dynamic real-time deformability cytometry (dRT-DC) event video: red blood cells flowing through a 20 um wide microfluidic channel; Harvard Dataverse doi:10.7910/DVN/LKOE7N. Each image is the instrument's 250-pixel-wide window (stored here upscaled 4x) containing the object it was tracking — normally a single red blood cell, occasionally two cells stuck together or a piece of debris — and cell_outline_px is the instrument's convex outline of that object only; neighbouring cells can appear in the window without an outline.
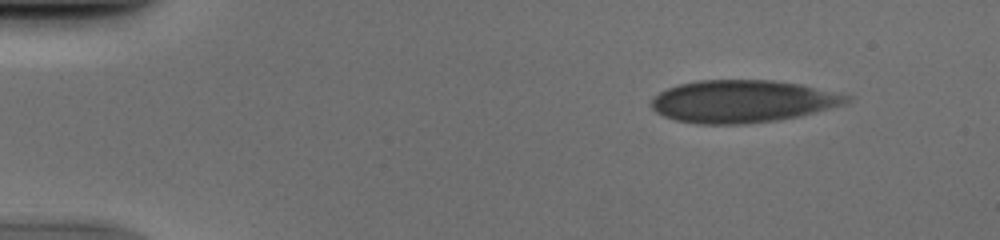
{"species": "human", "species_latin": "Homo sapiens", "temperature_condition": "cold", "stored_images_in_passage": 51, "camera_frame_rate_fps": 3000, "um_per_image_px": 0.085, "donor": {"sex": "male"}, "frame": {"image": 1, "passage_image": 6, "time_ms": 1.667, "image_size_px": [1000, 240], "cell_outline_px": [[852, 100], [848, 104], [800, 116], [776, 120], [744, 124], [696, 124], [676, 120], [664, 116], [656, 112], [648, 104], [652, 96], [676, 84], [696, 80], [772, 80], [800, 84], [840, 92], [852, 96]], "centroid_in_image_um": [63.13, 8.61], "position_along_channel_um": 21.9, "area_um2": 49.01}}
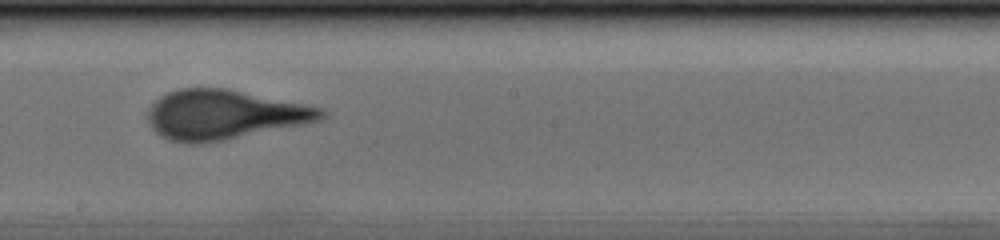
{"frame": {"image": 2, "passage_image": 29, "time_ms": 9.333, "image_size_px": [1000, 240], "cell_outline_px": [[328, 116], [320, 120], [304, 124], [224, 140], [200, 144], [188, 144], [168, 140], [160, 136], [152, 128], [148, 120], [148, 108], [160, 96], [168, 92], [180, 88], [224, 88], [324, 108], [328, 112]], "centroid_in_image_um": [19.05, 9.76], "position_along_channel_um": 229.2, "area_um2": 50.0}}
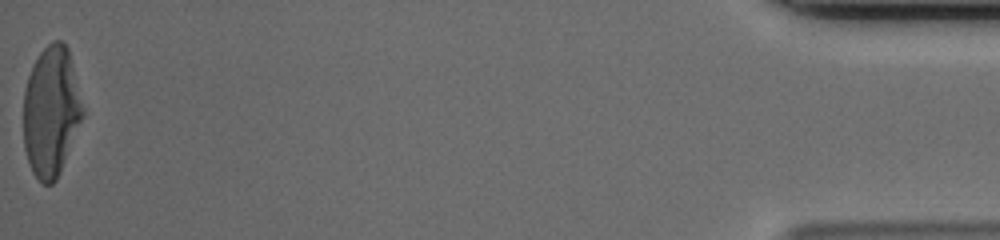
{"frame": {"image": 3, "passage_image": 51, "time_ms": 16.667, "image_size_px": [1000, 240], "cell_outline_px": [[84, 116], [60, 172], [56, 180], [52, 184], [40, 184], [32, 172], [24, 148], [24, 88], [28, 76], [40, 52], [52, 40], [60, 40], [68, 48], [84, 108]], "centroid_in_image_um": [4.35, 9.5], "position_along_channel_um": 430.8, "area_um2": 45.03}}